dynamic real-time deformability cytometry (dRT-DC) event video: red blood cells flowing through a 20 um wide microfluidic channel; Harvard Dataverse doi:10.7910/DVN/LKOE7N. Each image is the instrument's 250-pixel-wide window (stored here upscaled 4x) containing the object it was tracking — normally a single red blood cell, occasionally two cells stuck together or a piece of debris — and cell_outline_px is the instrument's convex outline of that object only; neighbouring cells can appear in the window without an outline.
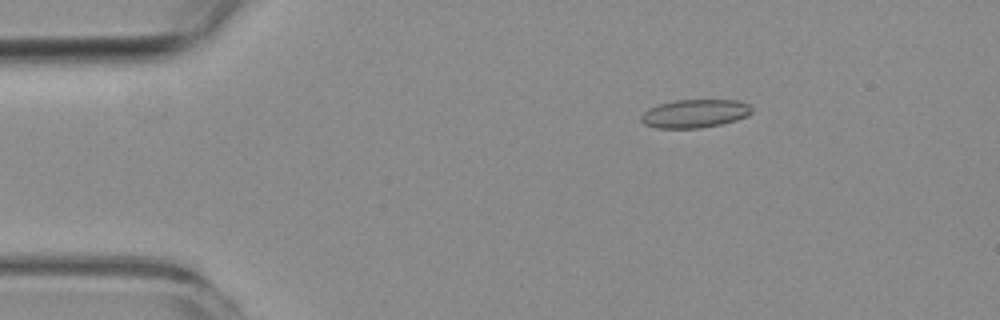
{"species": "common noctule bat (a hibernating species)", "species_latin": "Nyctalus noctula", "temperature_condition": "room temperature", "stored_images_in_passage": 6, "camera_frame_rate_fps": 3000, "um_per_image_px": 0.085, "animal": {"sex": "female", "body_mass_g": 19.3, "forearm_length_mm": 54.1}, "frame": {"image": 1, "passage_image": 3, "time_ms": 2.667, "image_size_px": [1000, 320], "cell_outline_px": [[752, 112], [748, 116], [736, 120], [720, 124], [700, 128], [656, 128], [644, 124], [640, 120], [640, 116], [648, 108], [660, 104], [676, 100], [740, 100], [748, 104], [752, 108]], "centroid_in_image_um": [59.06, 9.65], "position_along_channel_um": 25.9, "area_um2": 18.32}}